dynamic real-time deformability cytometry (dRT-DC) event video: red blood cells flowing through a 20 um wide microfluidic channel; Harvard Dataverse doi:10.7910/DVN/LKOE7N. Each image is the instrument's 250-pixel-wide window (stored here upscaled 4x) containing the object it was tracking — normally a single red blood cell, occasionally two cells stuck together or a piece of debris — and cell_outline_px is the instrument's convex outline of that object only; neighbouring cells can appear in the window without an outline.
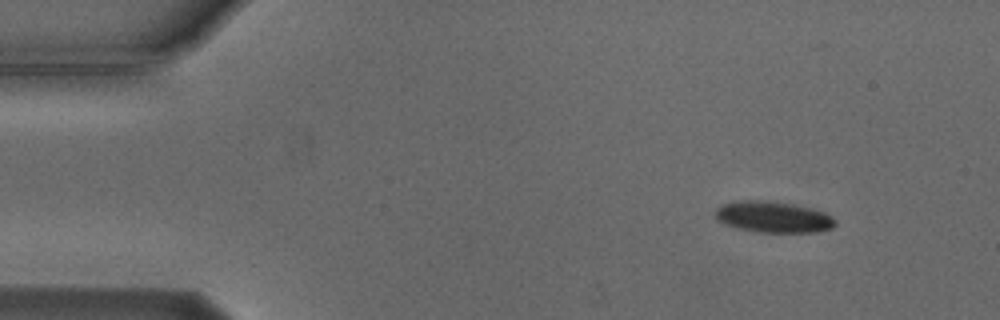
{"species": "Egyptian fruit bat (a non-hibernating species)", "species_latin": "Rousettus aegyptiacus", "temperature_condition": "cold", "stored_images_in_passage": 3, "camera_frame_rate_fps": 3000, "um_per_image_px": 0.085, "animal": {"sex": "male"}, "frame": {"image": 1, "passage_image": 1, "time_ms": 0.0, "image_size_px": [1000, 320], "cell_outline_px": [[836, 224], [832, 228], [816, 232], [756, 232], [736, 228], [724, 224], [716, 220], [716, 208], [720, 204], [740, 200], [764, 200], [792, 204], [812, 208], [828, 212], [836, 220]], "centroid_in_image_um": [65.73, 18.44], "position_along_channel_um": 19.3, "area_um2": 22.14}}